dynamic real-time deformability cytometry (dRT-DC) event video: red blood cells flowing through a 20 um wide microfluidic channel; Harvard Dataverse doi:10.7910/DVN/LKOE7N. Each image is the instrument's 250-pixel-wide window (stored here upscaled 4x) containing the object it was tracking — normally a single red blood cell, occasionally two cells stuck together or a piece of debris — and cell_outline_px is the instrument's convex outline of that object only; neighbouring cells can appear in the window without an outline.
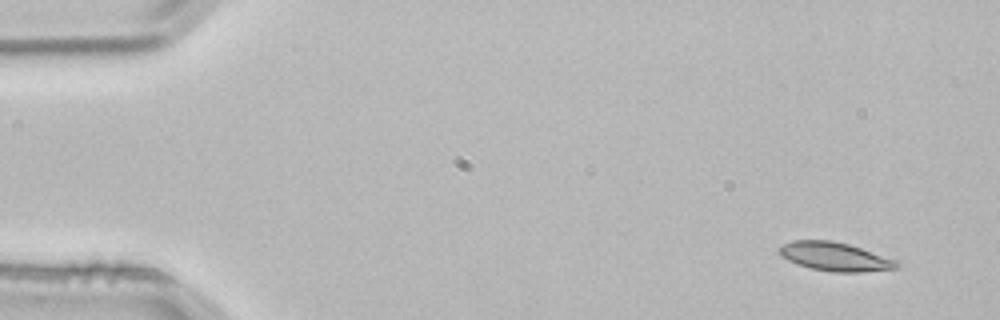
{"species": "common noctule bat (a hibernating species)", "species_latin": "Nyctalus noctula", "temperature_condition": "room temperature", "stored_images_in_passage": 3, "camera_frame_rate_fps": 3000, "um_per_image_px": 0.085, "animal": {"sex": "male", "body_mass_g": 21.5, "forearm_length_mm": 52.0}, "frame": {"image": 1, "passage_image": 1, "time_ms": 0.0, "image_size_px": [1000, 320], "cell_outline_px": [[900, 268], [860, 272], [836, 272], [812, 268], [788, 260], [780, 256], [780, 248], [784, 244], [792, 240], [832, 240], [848, 244], [896, 260], [900, 264]], "centroid_in_image_um": [70.99, 21.81], "position_along_channel_um": 14.0, "area_um2": 19.31}}
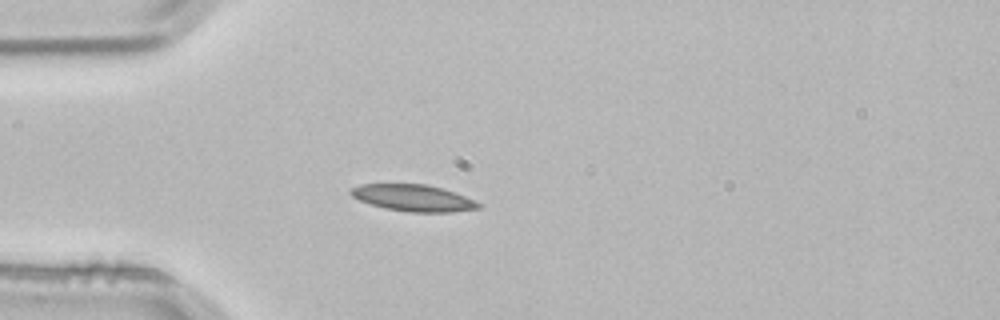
{"frame": {"image": 2, "passage_image": 3, "time_ms": 0.667, "image_size_px": [1000, 320], "cell_outline_px": [[484, 204], [480, 208], [452, 212], [408, 212], [384, 208], [360, 200], [352, 196], [348, 192], [352, 188], [360, 184], [424, 184], [440, 188], [476, 200]], "centroid_in_image_um": [35.15, 16.83], "position_along_channel_um": 49.9, "area_um2": 19.71}}